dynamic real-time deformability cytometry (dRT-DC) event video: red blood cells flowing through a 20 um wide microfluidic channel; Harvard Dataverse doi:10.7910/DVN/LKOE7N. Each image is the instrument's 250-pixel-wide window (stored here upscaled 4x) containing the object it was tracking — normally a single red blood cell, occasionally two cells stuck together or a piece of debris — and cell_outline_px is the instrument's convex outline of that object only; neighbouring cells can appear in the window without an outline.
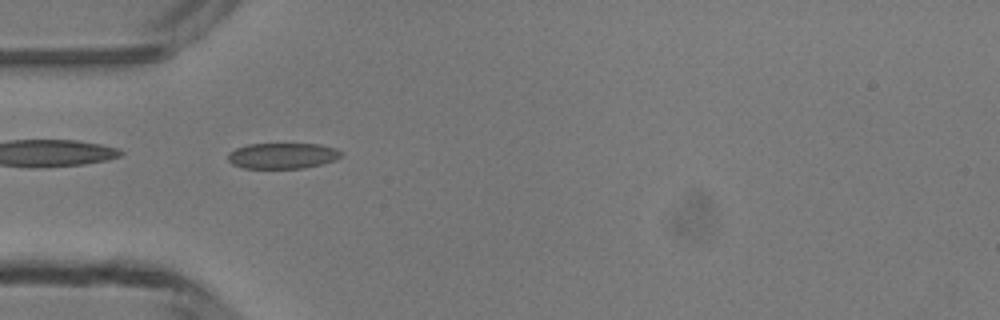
{"species": "common noctule bat (a hibernating species)", "species_latin": "Nyctalus noctula", "temperature_condition": "room temperature", "stored_images_in_passage": 3, "camera_frame_rate_fps": 3000, "um_per_image_px": 0.085, "animal": {"sex": "male", "body_mass_g": 13.3}, "frame": {"image": 1, "passage_image": 3, "time_ms": 2.333, "image_size_px": [1000, 320], "cell_outline_px": [[344, 156], [336, 160], [304, 168], [244, 168], [232, 164], [228, 160], [228, 152], [236, 148], [248, 144], [320, 144], [336, 148], [344, 152]], "centroid_in_image_um": [24.05, 13.23], "position_along_channel_um": 60.9, "area_um2": 17.17}}